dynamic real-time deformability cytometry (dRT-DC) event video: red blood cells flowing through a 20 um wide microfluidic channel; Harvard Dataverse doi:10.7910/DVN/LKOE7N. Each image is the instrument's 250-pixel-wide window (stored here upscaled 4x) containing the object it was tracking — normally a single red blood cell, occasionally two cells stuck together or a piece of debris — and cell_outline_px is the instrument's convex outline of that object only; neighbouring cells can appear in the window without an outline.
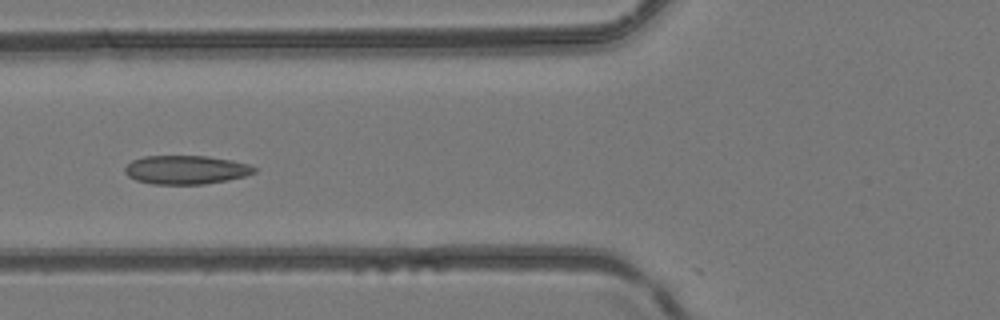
{"species": "common noctule bat (a hibernating species)", "species_latin": "Nyctalus noctula", "temperature_condition": "room temperature", "stored_images_in_passage": 2, "camera_frame_rate_fps": 3000, "um_per_image_px": 0.085, "animal": {"sex": "female", "body_mass_g": 24.6, "forearm_length_mm": 56.2}, "frame": {"image": 1, "passage_image": 2, "time_ms": 0.333, "image_size_px": [1000, 320], "cell_outline_px": [[256, 172], [244, 176], [228, 180], [204, 184], [152, 184], [136, 180], [128, 176], [124, 172], [124, 168], [132, 160], [144, 156], [208, 156], [232, 160], [248, 164], [256, 168]], "centroid_in_image_um": [15.8, 14.43], "position_along_channel_um": 110.0, "area_um2": 21.68}}